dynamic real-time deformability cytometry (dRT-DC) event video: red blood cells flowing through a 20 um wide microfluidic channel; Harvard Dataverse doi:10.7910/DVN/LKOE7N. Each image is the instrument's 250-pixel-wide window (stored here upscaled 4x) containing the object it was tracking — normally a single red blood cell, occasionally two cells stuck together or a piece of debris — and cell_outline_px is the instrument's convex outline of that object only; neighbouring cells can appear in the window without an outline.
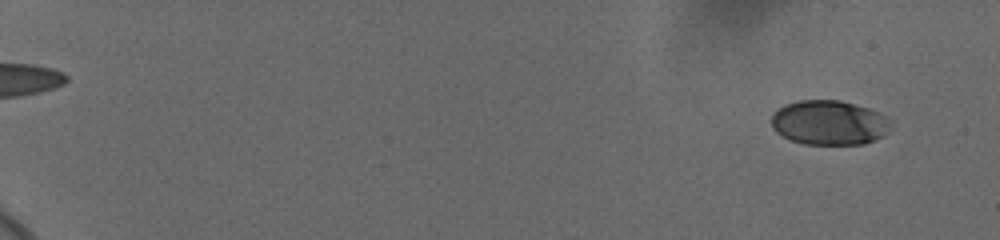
{"species": "human", "species_latin": "Homo sapiens", "temperature_condition": "cold", "stored_images_in_passage": 35, "camera_frame_rate_fps": 3000, "um_per_image_px": 0.085, "donor": {"sex": "female"}, "frame": {"image": 1, "passage_image": 1, "time_ms": 0.0, "image_size_px": [1000, 240], "cell_outline_px": [[888, 132], [864, 144], [804, 144], [792, 140], [776, 132], [772, 128], [772, 112], [776, 108], [784, 104], [796, 100], [840, 100], [868, 108], [884, 116], [888, 120]], "centroid_in_image_um": [70.4, 10.41], "position_along_channel_um": 14.6, "area_um2": 30.81}}
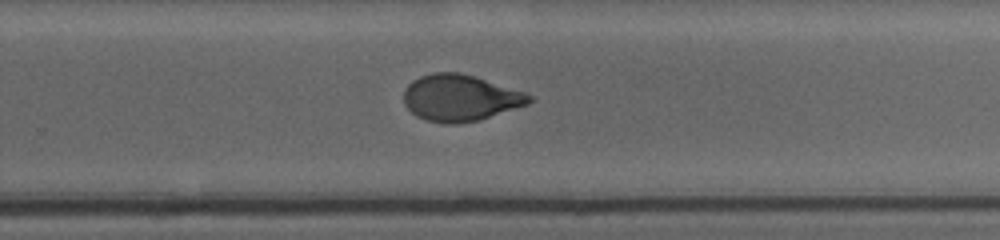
{"frame": {"image": 2, "passage_image": 20, "time_ms": 12.667, "image_size_px": [1000, 240], "cell_outline_px": [[532, 100], [528, 104], [480, 120], [452, 124], [448, 124], [428, 120], [416, 116], [404, 104], [404, 88], [412, 80], [420, 76], [436, 72], [460, 72], [476, 76], [524, 92], [532, 96]], "centroid_in_image_um": [39.1, 8.31], "position_along_channel_um": 290.7, "area_um2": 33.93}}
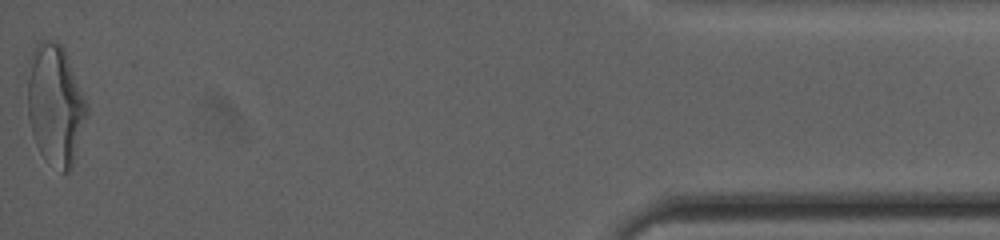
{"frame": {"image": 3, "passage_image": 35, "time_ms": 18.333, "image_size_px": [1000, 240], "cell_outline_px": [[88, 116], [72, 168], [68, 172], [60, 172], [40, 152], [36, 144], [32, 132], [28, 116], [28, 80], [32, 48], [36, 44], [44, 40], [48, 40], [60, 44], [64, 48], [88, 104]], "centroid_in_image_um": [4.73, 8.92], "position_along_channel_um": 430.5, "area_um2": 41.62}, "authors_computed_cell_mechanics": {"area_um2": 34.0442, "velocity_mm_per_s": 3.6858, "shape_relaxation_time_tau1_ms": 5.7524, "shape_relaxation_time_tau2_ms": 0.7301, "deformation_change_tau1": 0.1746, "deformation_change_tau2": 0.0468}}